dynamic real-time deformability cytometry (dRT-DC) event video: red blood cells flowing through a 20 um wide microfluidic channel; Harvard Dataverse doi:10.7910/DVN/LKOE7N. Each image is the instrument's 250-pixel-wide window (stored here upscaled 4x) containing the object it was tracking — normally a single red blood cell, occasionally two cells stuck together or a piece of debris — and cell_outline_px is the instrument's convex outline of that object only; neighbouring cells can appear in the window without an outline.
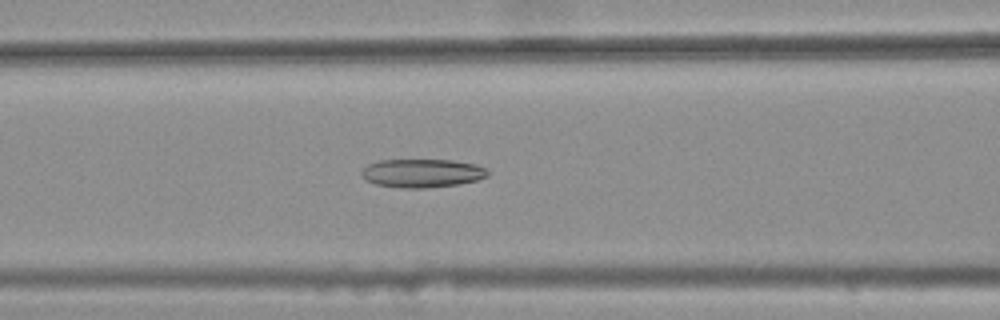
{"species": "common noctule bat (a hibernating species)", "species_latin": "Nyctalus noctula", "temperature_condition": "warm", "stored_images_in_passage": 47, "camera_frame_rate_fps": 3000, "um_per_image_px": 0.085, "animal": {"sex": "female", "body_mass_g": 25.1}, "frame": {"image": 1, "passage_image": 22, "time_ms": 7.0, "image_size_px": [1000, 320], "cell_outline_px": [[488, 176], [476, 180], [456, 184], [424, 188], [400, 188], [376, 184], [364, 180], [360, 172], [368, 164], [380, 160], [452, 160], [476, 164], [484, 168], [488, 172]], "centroid_in_image_um": [35.84, 14.72], "position_along_channel_um": 130.8, "area_um2": 20.87}}
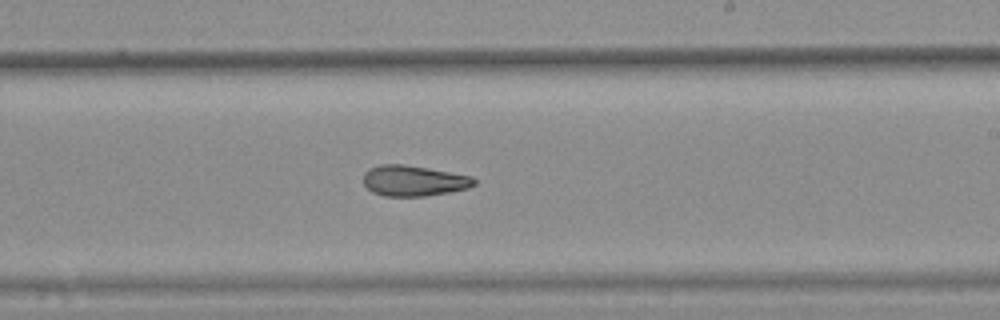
{"frame": {"image": 2, "passage_image": 32, "time_ms": 10.333, "image_size_px": [1000, 320], "cell_outline_px": [[476, 184], [468, 188], [448, 192], [424, 196], [384, 196], [372, 192], [364, 184], [364, 172], [368, 168], [380, 164], [404, 164], [428, 168], [472, 176], [476, 180]], "centroid_in_image_um": [35.15, 15.35], "position_along_channel_um": 253.9, "area_um2": 19.83}}
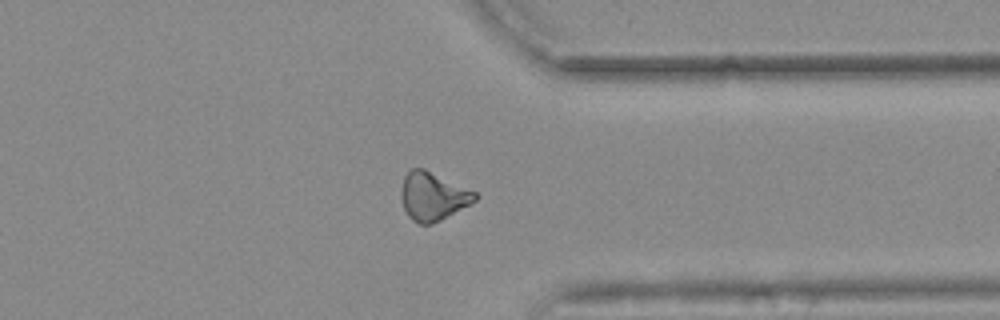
{"frame": {"image": 3, "passage_image": 42, "time_ms": 13.667, "image_size_px": [1000, 320], "cell_outline_px": [[480, 196], [476, 200], [440, 220], [432, 224], [420, 224], [412, 220], [408, 216], [404, 208], [400, 192], [404, 176], [412, 168], [424, 168], [476, 192]], "centroid_in_image_um": [36.78, 16.68], "position_along_channel_um": 374.6, "area_um2": 20.58}, "authors_computed_cell_mechanics": {"area_um2": 20.6346, "velocity_mm_per_s": 3.7038, "shape_relaxation_time_tau1_ms": null, "shape_relaxation_time_tau2_ms": 4.9281, "deformation_change_tau1": null, "deformation_change_tau2": 0.143}}